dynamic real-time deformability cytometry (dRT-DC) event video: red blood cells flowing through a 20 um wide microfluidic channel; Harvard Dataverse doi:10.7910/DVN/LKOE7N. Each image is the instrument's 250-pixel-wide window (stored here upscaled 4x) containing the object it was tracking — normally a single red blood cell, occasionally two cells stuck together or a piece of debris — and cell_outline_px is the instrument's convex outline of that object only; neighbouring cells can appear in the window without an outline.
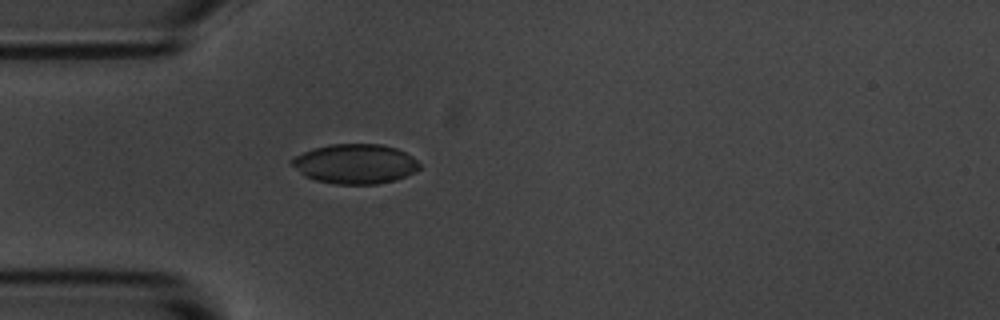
{"species": "common noctule bat (a hibernating species)", "species_latin": "Nyctalus noctula", "temperature_condition": "room temperature", "stored_images_in_passage": 5, "camera_frame_rate_fps": 3000, "um_per_image_px": 0.085, "animal": {"sex": "male", "body_mass_g": 20.1, "forearm_length_mm": 53.5}, "frame": {"image": 1, "passage_image": 5, "time_ms": 4.667, "image_size_px": [1000, 320], "cell_outline_px": [[420, 168], [416, 172], [396, 180], [376, 184], [332, 184], [316, 180], [304, 176], [288, 164], [288, 160], [304, 152], [316, 148], [332, 144], [380, 144], [396, 148], [412, 156], [420, 164]], "centroid_in_image_um": [30.17, 13.94], "position_along_channel_um": 54.8, "area_um2": 29.71}}